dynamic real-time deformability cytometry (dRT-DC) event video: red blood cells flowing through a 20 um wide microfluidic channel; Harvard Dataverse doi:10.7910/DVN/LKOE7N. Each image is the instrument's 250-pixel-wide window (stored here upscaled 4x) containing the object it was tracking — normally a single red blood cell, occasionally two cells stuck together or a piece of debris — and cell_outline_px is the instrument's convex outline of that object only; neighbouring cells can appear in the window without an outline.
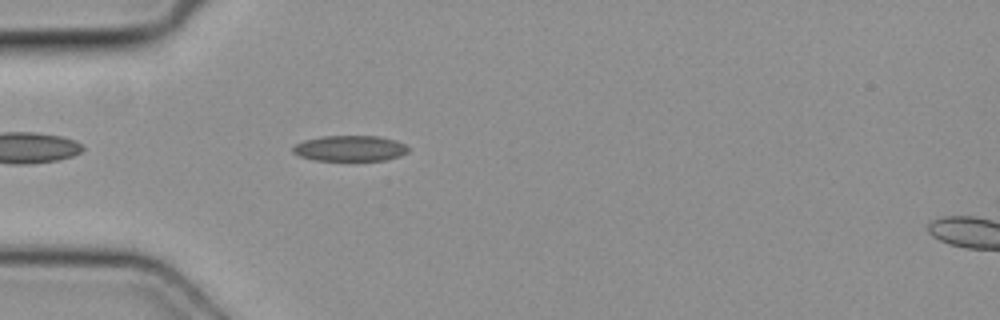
{"species": "common noctule bat (a hibernating species)", "species_latin": "Nyctalus noctula", "temperature_condition": "cold", "stored_images_in_passage": 3, "camera_frame_rate_fps": 3000, "um_per_image_px": 0.085, "animal": {"sex": "female", "body_mass_g": 19.3, "forearm_length_mm": 54.1}, "frame": {"image": 1, "passage_image": 3, "time_ms": 0.667, "image_size_px": [1000, 320], "cell_outline_px": [[408, 152], [400, 156], [384, 160], [352, 164], [316, 160], [300, 156], [292, 152], [292, 148], [296, 144], [304, 140], [324, 136], [380, 136], [396, 140], [404, 144], [408, 148]], "centroid_in_image_um": [29.76, 12.66], "position_along_channel_um": 55.2, "area_um2": 18.15}}